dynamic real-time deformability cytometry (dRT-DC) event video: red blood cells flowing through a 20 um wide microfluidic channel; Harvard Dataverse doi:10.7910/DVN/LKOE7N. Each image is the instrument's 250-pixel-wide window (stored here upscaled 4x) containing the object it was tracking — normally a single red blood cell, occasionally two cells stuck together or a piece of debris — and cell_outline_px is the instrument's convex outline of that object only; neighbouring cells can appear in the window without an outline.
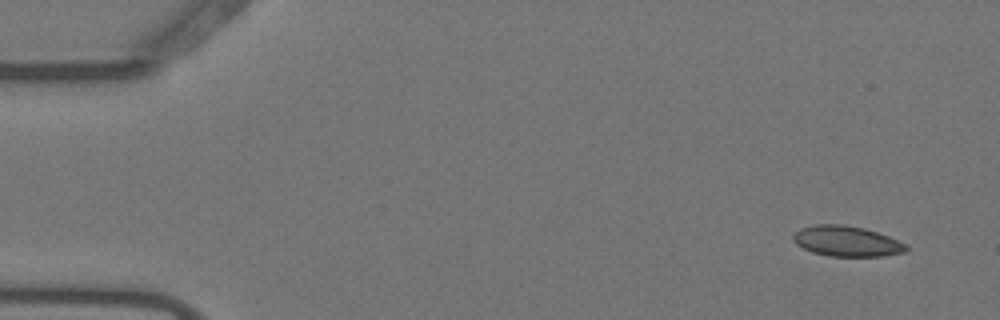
{"species": "Egyptian fruit bat (a non-hibernating species)", "species_latin": "Rousettus aegyptiacus", "temperature_condition": "warm", "stored_images_in_passage": 55, "camera_frame_rate_fps": 3000, "um_per_image_px": 0.085, "animal": {"sex": "female"}, "frame": {"image": 1, "passage_image": 4, "time_ms": 1.0, "image_size_px": [1000, 320], "cell_outline_px": [[908, 248], [904, 252], [884, 256], [828, 256], [812, 252], [796, 244], [792, 240], [792, 236], [800, 228], [812, 224], [840, 224], [864, 228], [888, 236], [908, 244]], "centroid_in_image_um": [71.95, 20.5], "position_along_channel_um": 13.0, "area_um2": 20.11}}
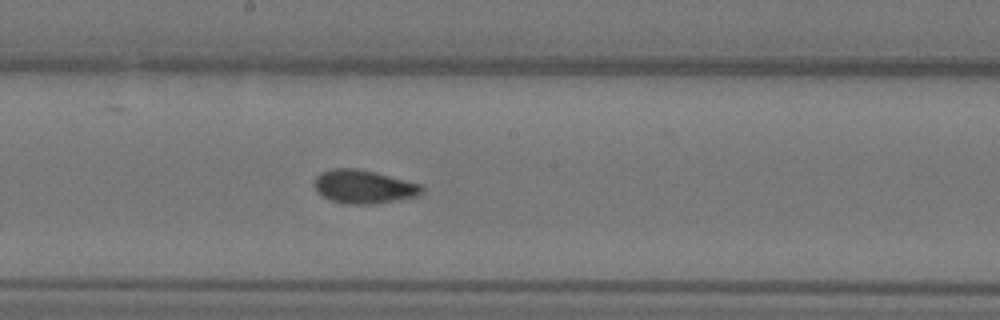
{"frame": {"image": 2, "passage_image": 30, "time_ms": 9.667, "image_size_px": [1000, 320], "cell_outline_px": [[424, 192], [420, 196], [380, 204], [344, 204], [332, 200], [324, 196], [312, 184], [316, 176], [320, 172], [332, 168], [356, 168], [376, 172], [424, 184]], "centroid_in_image_um": [31.0, 15.87], "position_along_channel_um": 217.2, "area_um2": 21.5}}
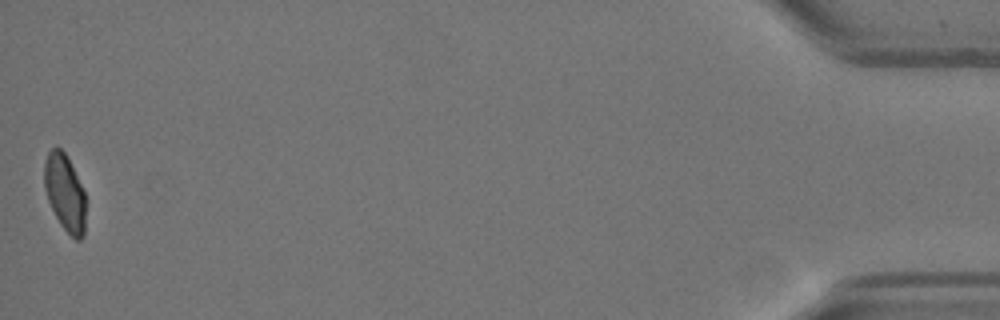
{"frame": {"image": 3, "passage_image": 55, "time_ms": 18.0, "image_size_px": [1000, 320], "cell_outline_px": [[84, 236], [80, 240], [76, 240], [60, 224], [48, 200], [44, 188], [44, 160], [48, 152], [52, 148], [60, 148], [64, 152], [84, 192]], "centroid_in_image_um": [5.48, 16.38], "position_along_channel_um": 429.7, "area_um2": 18.03}, "authors_computed_cell_mechanics": {"area_um2": 20.2878, "velocity_mm_per_s": 3.6962, "shape_relaxation_time_tau1_ms": 7.6529, "shape_relaxation_time_tau2_ms": 1.3915, "deformation_change_tau1": 0.1802, "deformation_change_tau2": 0.0532}}